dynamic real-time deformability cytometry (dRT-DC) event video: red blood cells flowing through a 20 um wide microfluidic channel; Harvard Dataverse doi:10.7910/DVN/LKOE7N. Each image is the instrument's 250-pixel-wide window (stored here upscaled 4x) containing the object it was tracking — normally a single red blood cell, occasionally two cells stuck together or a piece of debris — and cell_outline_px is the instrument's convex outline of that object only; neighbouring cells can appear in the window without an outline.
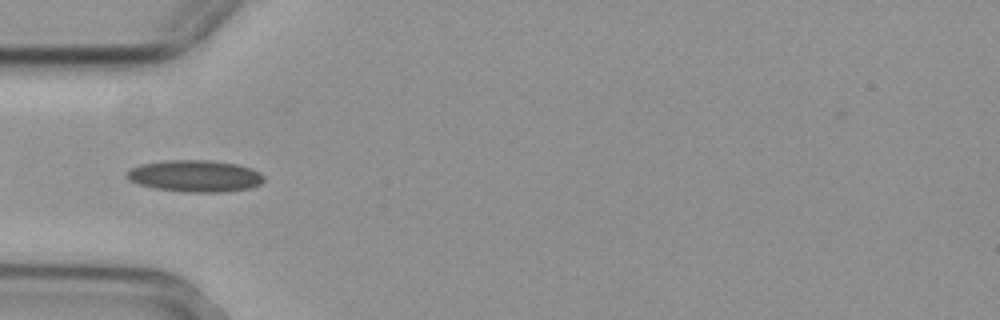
{"species": "common noctule bat (a hibernating species)", "species_latin": "Nyctalus noctula", "temperature_condition": "cold", "stored_images_in_passage": 5, "camera_frame_rate_fps": 3000, "um_per_image_px": 0.085, "animal": {"sex": "female", "body_mass_g": 29.2, "forearm_length_mm": 56.3}, "frame": {"image": 1, "passage_image": 2, "time_ms": 0.333, "image_size_px": [1000, 320], "cell_outline_px": [[264, 180], [260, 184], [252, 188], [224, 192], [188, 192], [156, 188], [140, 184], [128, 180], [124, 176], [132, 168], [140, 164], [164, 160], [204, 160], [236, 164], [252, 168], [260, 172], [264, 176]], "centroid_in_image_um": [16.6, 14.96], "position_along_channel_um": 68.4, "area_um2": 25.37}}